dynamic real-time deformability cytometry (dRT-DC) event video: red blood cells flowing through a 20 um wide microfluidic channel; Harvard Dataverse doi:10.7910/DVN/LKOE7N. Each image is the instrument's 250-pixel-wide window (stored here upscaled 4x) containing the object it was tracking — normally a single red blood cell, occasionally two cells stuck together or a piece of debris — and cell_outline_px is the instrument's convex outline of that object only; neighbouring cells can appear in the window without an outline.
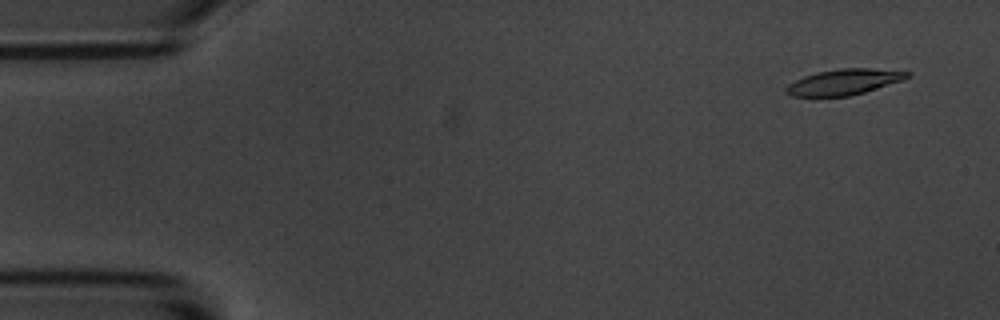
{"species": "common noctule bat (a hibernating species)", "species_latin": "Nyctalus noctula", "temperature_condition": "room temperature", "stored_images_in_passage": 4, "camera_frame_rate_fps": 3000, "um_per_image_px": 0.085, "animal": {"sex": "male", "body_mass_g": 20.1, "forearm_length_mm": 53.5}, "frame": {"image": 1, "passage_image": 1, "time_ms": 0.0, "image_size_px": [1000, 320], "cell_outline_px": [[912, 72], [904, 80], [864, 92], [848, 96], [792, 96], [784, 92], [784, 88], [788, 84], [804, 76], [816, 72], [840, 68], [868, 68]], "centroid_in_image_um": [71.71, 6.96], "position_along_channel_um": 13.3, "area_um2": 18.09}}
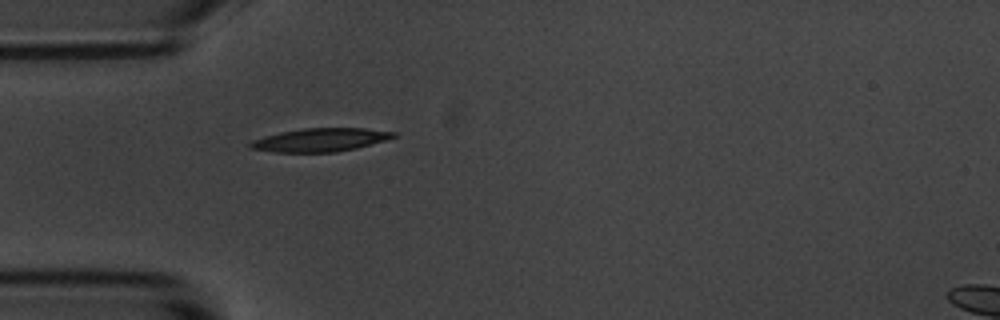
{"frame": {"image": 2, "passage_image": 4, "time_ms": 4.333, "image_size_px": [1000, 320], "cell_outline_px": [[396, 136], [384, 140], [356, 148], [336, 152], [276, 152], [248, 148], [248, 144], [252, 140], [264, 136], [280, 132], [304, 128], [364, 128], [396, 132]], "centroid_in_image_um": [27.18, 11.89], "position_along_channel_um": 57.8, "area_um2": 19.36}}